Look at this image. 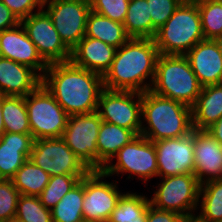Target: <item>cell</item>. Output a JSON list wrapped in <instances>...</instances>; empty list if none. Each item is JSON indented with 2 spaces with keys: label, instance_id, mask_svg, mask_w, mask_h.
<instances>
[{
  "label": "cell",
  "instance_id": "18",
  "mask_svg": "<svg viewBox=\"0 0 222 222\" xmlns=\"http://www.w3.org/2000/svg\"><path fill=\"white\" fill-rule=\"evenodd\" d=\"M185 56L202 86L221 83L222 52L217 40L200 41Z\"/></svg>",
  "mask_w": 222,
  "mask_h": 222
},
{
  "label": "cell",
  "instance_id": "43",
  "mask_svg": "<svg viewBox=\"0 0 222 222\" xmlns=\"http://www.w3.org/2000/svg\"><path fill=\"white\" fill-rule=\"evenodd\" d=\"M182 3H196L200 4V0H181Z\"/></svg>",
  "mask_w": 222,
  "mask_h": 222
},
{
  "label": "cell",
  "instance_id": "15",
  "mask_svg": "<svg viewBox=\"0 0 222 222\" xmlns=\"http://www.w3.org/2000/svg\"><path fill=\"white\" fill-rule=\"evenodd\" d=\"M154 145L157 154V179L194 173L193 130L184 137L154 141Z\"/></svg>",
  "mask_w": 222,
  "mask_h": 222
},
{
  "label": "cell",
  "instance_id": "41",
  "mask_svg": "<svg viewBox=\"0 0 222 222\" xmlns=\"http://www.w3.org/2000/svg\"><path fill=\"white\" fill-rule=\"evenodd\" d=\"M5 133V127L2 118V95L0 94V137Z\"/></svg>",
  "mask_w": 222,
  "mask_h": 222
},
{
  "label": "cell",
  "instance_id": "45",
  "mask_svg": "<svg viewBox=\"0 0 222 222\" xmlns=\"http://www.w3.org/2000/svg\"><path fill=\"white\" fill-rule=\"evenodd\" d=\"M215 1H222V0H200V3L215 2Z\"/></svg>",
  "mask_w": 222,
  "mask_h": 222
},
{
  "label": "cell",
  "instance_id": "39",
  "mask_svg": "<svg viewBox=\"0 0 222 222\" xmlns=\"http://www.w3.org/2000/svg\"><path fill=\"white\" fill-rule=\"evenodd\" d=\"M19 23L18 18L0 1V32L15 27Z\"/></svg>",
  "mask_w": 222,
  "mask_h": 222
},
{
  "label": "cell",
  "instance_id": "33",
  "mask_svg": "<svg viewBox=\"0 0 222 222\" xmlns=\"http://www.w3.org/2000/svg\"><path fill=\"white\" fill-rule=\"evenodd\" d=\"M25 222H52L51 210L37 196L20 195L16 216Z\"/></svg>",
  "mask_w": 222,
  "mask_h": 222
},
{
  "label": "cell",
  "instance_id": "37",
  "mask_svg": "<svg viewBox=\"0 0 222 222\" xmlns=\"http://www.w3.org/2000/svg\"><path fill=\"white\" fill-rule=\"evenodd\" d=\"M19 21L43 9L44 0H0Z\"/></svg>",
  "mask_w": 222,
  "mask_h": 222
},
{
  "label": "cell",
  "instance_id": "36",
  "mask_svg": "<svg viewBox=\"0 0 222 222\" xmlns=\"http://www.w3.org/2000/svg\"><path fill=\"white\" fill-rule=\"evenodd\" d=\"M128 4V0H91L90 8L99 15L123 24Z\"/></svg>",
  "mask_w": 222,
  "mask_h": 222
},
{
  "label": "cell",
  "instance_id": "1",
  "mask_svg": "<svg viewBox=\"0 0 222 222\" xmlns=\"http://www.w3.org/2000/svg\"><path fill=\"white\" fill-rule=\"evenodd\" d=\"M42 84L69 116L97 111L104 89L101 75L71 61L48 64Z\"/></svg>",
  "mask_w": 222,
  "mask_h": 222
},
{
  "label": "cell",
  "instance_id": "47",
  "mask_svg": "<svg viewBox=\"0 0 222 222\" xmlns=\"http://www.w3.org/2000/svg\"><path fill=\"white\" fill-rule=\"evenodd\" d=\"M221 84H222V67H221Z\"/></svg>",
  "mask_w": 222,
  "mask_h": 222
},
{
  "label": "cell",
  "instance_id": "31",
  "mask_svg": "<svg viewBox=\"0 0 222 222\" xmlns=\"http://www.w3.org/2000/svg\"><path fill=\"white\" fill-rule=\"evenodd\" d=\"M86 175H55L38 196L40 202L49 210L63 198Z\"/></svg>",
  "mask_w": 222,
  "mask_h": 222
},
{
  "label": "cell",
  "instance_id": "9",
  "mask_svg": "<svg viewBox=\"0 0 222 222\" xmlns=\"http://www.w3.org/2000/svg\"><path fill=\"white\" fill-rule=\"evenodd\" d=\"M102 170H91L84 176L83 218L88 222H108L124 190L120 180L108 181ZM119 183V184H118Z\"/></svg>",
  "mask_w": 222,
  "mask_h": 222
},
{
  "label": "cell",
  "instance_id": "19",
  "mask_svg": "<svg viewBox=\"0 0 222 222\" xmlns=\"http://www.w3.org/2000/svg\"><path fill=\"white\" fill-rule=\"evenodd\" d=\"M42 83V77L29 66L0 56V94L26 97Z\"/></svg>",
  "mask_w": 222,
  "mask_h": 222
},
{
  "label": "cell",
  "instance_id": "22",
  "mask_svg": "<svg viewBox=\"0 0 222 222\" xmlns=\"http://www.w3.org/2000/svg\"><path fill=\"white\" fill-rule=\"evenodd\" d=\"M222 117V84L202 87L192 107V126L195 130H207Z\"/></svg>",
  "mask_w": 222,
  "mask_h": 222
},
{
  "label": "cell",
  "instance_id": "46",
  "mask_svg": "<svg viewBox=\"0 0 222 222\" xmlns=\"http://www.w3.org/2000/svg\"><path fill=\"white\" fill-rule=\"evenodd\" d=\"M217 41L219 43V46H220V49H221V52H222V38H219Z\"/></svg>",
  "mask_w": 222,
  "mask_h": 222
},
{
  "label": "cell",
  "instance_id": "35",
  "mask_svg": "<svg viewBox=\"0 0 222 222\" xmlns=\"http://www.w3.org/2000/svg\"><path fill=\"white\" fill-rule=\"evenodd\" d=\"M152 19V39L182 3L181 0H147Z\"/></svg>",
  "mask_w": 222,
  "mask_h": 222
},
{
  "label": "cell",
  "instance_id": "27",
  "mask_svg": "<svg viewBox=\"0 0 222 222\" xmlns=\"http://www.w3.org/2000/svg\"><path fill=\"white\" fill-rule=\"evenodd\" d=\"M50 177L28 158L11 178V181L20 194L38 197L48 184Z\"/></svg>",
  "mask_w": 222,
  "mask_h": 222
},
{
  "label": "cell",
  "instance_id": "17",
  "mask_svg": "<svg viewBox=\"0 0 222 222\" xmlns=\"http://www.w3.org/2000/svg\"><path fill=\"white\" fill-rule=\"evenodd\" d=\"M194 175L200 185L222 179V145L207 130L193 129Z\"/></svg>",
  "mask_w": 222,
  "mask_h": 222
},
{
  "label": "cell",
  "instance_id": "13",
  "mask_svg": "<svg viewBox=\"0 0 222 222\" xmlns=\"http://www.w3.org/2000/svg\"><path fill=\"white\" fill-rule=\"evenodd\" d=\"M97 112L102 121L140 135L142 93L104 88L99 97Z\"/></svg>",
  "mask_w": 222,
  "mask_h": 222
},
{
  "label": "cell",
  "instance_id": "8",
  "mask_svg": "<svg viewBox=\"0 0 222 222\" xmlns=\"http://www.w3.org/2000/svg\"><path fill=\"white\" fill-rule=\"evenodd\" d=\"M25 104L34 140L62 137L69 115L42 83L25 97Z\"/></svg>",
  "mask_w": 222,
  "mask_h": 222
},
{
  "label": "cell",
  "instance_id": "10",
  "mask_svg": "<svg viewBox=\"0 0 222 222\" xmlns=\"http://www.w3.org/2000/svg\"><path fill=\"white\" fill-rule=\"evenodd\" d=\"M43 10L49 15L61 40L72 50L85 36L90 2L84 0H44Z\"/></svg>",
  "mask_w": 222,
  "mask_h": 222
},
{
  "label": "cell",
  "instance_id": "12",
  "mask_svg": "<svg viewBox=\"0 0 222 222\" xmlns=\"http://www.w3.org/2000/svg\"><path fill=\"white\" fill-rule=\"evenodd\" d=\"M101 123L97 111L71 115L61 137L90 170H98L97 138Z\"/></svg>",
  "mask_w": 222,
  "mask_h": 222
},
{
  "label": "cell",
  "instance_id": "38",
  "mask_svg": "<svg viewBox=\"0 0 222 222\" xmlns=\"http://www.w3.org/2000/svg\"><path fill=\"white\" fill-rule=\"evenodd\" d=\"M184 217L178 213L161 210L153 205H149L147 209L146 222H183Z\"/></svg>",
  "mask_w": 222,
  "mask_h": 222
},
{
  "label": "cell",
  "instance_id": "30",
  "mask_svg": "<svg viewBox=\"0 0 222 222\" xmlns=\"http://www.w3.org/2000/svg\"><path fill=\"white\" fill-rule=\"evenodd\" d=\"M123 24L130 38L152 39V19L147 0L129 2Z\"/></svg>",
  "mask_w": 222,
  "mask_h": 222
},
{
  "label": "cell",
  "instance_id": "11",
  "mask_svg": "<svg viewBox=\"0 0 222 222\" xmlns=\"http://www.w3.org/2000/svg\"><path fill=\"white\" fill-rule=\"evenodd\" d=\"M30 159L48 175H87L91 170L60 138L34 140Z\"/></svg>",
  "mask_w": 222,
  "mask_h": 222
},
{
  "label": "cell",
  "instance_id": "24",
  "mask_svg": "<svg viewBox=\"0 0 222 222\" xmlns=\"http://www.w3.org/2000/svg\"><path fill=\"white\" fill-rule=\"evenodd\" d=\"M85 36L101 40L115 48L121 47L130 39L124 24L93 11L89 13L87 18Z\"/></svg>",
  "mask_w": 222,
  "mask_h": 222
},
{
  "label": "cell",
  "instance_id": "6",
  "mask_svg": "<svg viewBox=\"0 0 222 222\" xmlns=\"http://www.w3.org/2000/svg\"><path fill=\"white\" fill-rule=\"evenodd\" d=\"M102 171L107 176H111L110 178L113 176L123 178L127 174L126 180L137 178L147 188L148 182L157 178L158 173L154 142L138 135L124 145L102 168Z\"/></svg>",
  "mask_w": 222,
  "mask_h": 222
},
{
  "label": "cell",
  "instance_id": "3",
  "mask_svg": "<svg viewBox=\"0 0 222 222\" xmlns=\"http://www.w3.org/2000/svg\"><path fill=\"white\" fill-rule=\"evenodd\" d=\"M192 130V108L150 90L142 93L140 135L154 142L184 137Z\"/></svg>",
  "mask_w": 222,
  "mask_h": 222
},
{
  "label": "cell",
  "instance_id": "7",
  "mask_svg": "<svg viewBox=\"0 0 222 222\" xmlns=\"http://www.w3.org/2000/svg\"><path fill=\"white\" fill-rule=\"evenodd\" d=\"M159 181L149 198L150 204L161 210L178 213L184 218L195 217L200 190L196 176L179 174L159 178Z\"/></svg>",
  "mask_w": 222,
  "mask_h": 222
},
{
  "label": "cell",
  "instance_id": "32",
  "mask_svg": "<svg viewBox=\"0 0 222 222\" xmlns=\"http://www.w3.org/2000/svg\"><path fill=\"white\" fill-rule=\"evenodd\" d=\"M206 40L222 38V1L197 4Z\"/></svg>",
  "mask_w": 222,
  "mask_h": 222
},
{
  "label": "cell",
  "instance_id": "28",
  "mask_svg": "<svg viewBox=\"0 0 222 222\" xmlns=\"http://www.w3.org/2000/svg\"><path fill=\"white\" fill-rule=\"evenodd\" d=\"M84 177L51 209L52 222H83Z\"/></svg>",
  "mask_w": 222,
  "mask_h": 222
},
{
  "label": "cell",
  "instance_id": "21",
  "mask_svg": "<svg viewBox=\"0 0 222 222\" xmlns=\"http://www.w3.org/2000/svg\"><path fill=\"white\" fill-rule=\"evenodd\" d=\"M32 134L5 132L0 137V179H11L30 158Z\"/></svg>",
  "mask_w": 222,
  "mask_h": 222
},
{
  "label": "cell",
  "instance_id": "4",
  "mask_svg": "<svg viewBox=\"0 0 222 222\" xmlns=\"http://www.w3.org/2000/svg\"><path fill=\"white\" fill-rule=\"evenodd\" d=\"M202 87L185 55H159L151 92L192 108Z\"/></svg>",
  "mask_w": 222,
  "mask_h": 222
},
{
  "label": "cell",
  "instance_id": "23",
  "mask_svg": "<svg viewBox=\"0 0 222 222\" xmlns=\"http://www.w3.org/2000/svg\"><path fill=\"white\" fill-rule=\"evenodd\" d=\"M137 136L133 130L102 121L97 138L98 170H102L124 145Z\"/></svg>",
  "mask_w": 222,
  "mask_h": 222
},
{
  "label": "cell",
  "instance_id": "14",
  "mask_svg": "<svg viewBox=\"0 0 222 222\" xmlns=\"http://www.w3.org/2000/svg\"><path fill=\"white\" fill-rule=\"evenodd\" d=\"M20 23L47 64L70 61L71 50L61 40L51 18L43 9L22 19Z\"/></svg>",
  "mask_w": 222,
  "mask_h": 222
},
{
  "label": "cell",
  "instance_id": "40",
  "mask_svg": "<svg viewBox=\"0 0 222 222\" xmlns=\"http://www.w3.org/2000/svg\"><path fill=\"white\" fill-rule=\"evenodd\" d=\"M207 131L222 145V117L209 127Z\"/></svg>",
  "mask_w": 222,
  "mask_h": 222
},
{
  "label": "cell",
  "instance_id": "20",
  "mask_svg": "<svg viewBox=\"0 0 222 222\" xmlns=\"http://www.w3.org/2000/svg\"><path fill=\"white\" fill-rule=\"evenodd\" d=\"M116 49L101 40L84 36L71 50L70 61L103 77L111 66Z\"/></svg>",
  "mask_w": 222,
  "mask_h": 222
},
{
  "label": "cell",
  "instance_id": "25",
  "mask_svg": "<svg viewBox=\"0 0 222 222\" xmlns=\"http://www.w3.org/2000/svg\"><path fill=\"white\" fill-rule=\"evenodd\" d=\"M145 195L132 191L124 192L108 222H146L150 199Z\"/></svg>",
  "mask_w": 222,
  "mask_h": 222
},
{
  "label": "cell",
  "instance_id": "26",
  "mask_svg": "<svg viewBox=\"0 0 222 222\" xmlns=\"http://www.w3.org/2000/svg\"><path fill=\"white\" fill-rule=\"evenodd\" d=\"M195 217L201 222H222V179L200 185Z\"/></svg>",
  "mask_w": 222,
  "mask_h": 222
},
{
  "label": "cell",
  "instance_id": "2",
  "mask_svg": "<svg viewBox=\"0 0 222 222\" xmlns=\"http://www.w3.org/2000/svg\"><path fill=\"white\" fill-rule=\"evenodd\" d=\"M159 55L154 39L130 38L116 49L111 66L102 77L104 88L139 93L150 90Z\"/></svg>",
  "mask_w": 222,
  "mask_h": 222
},
{
  "label": "cell",
  "instance_id": "34",
  "mask_svg": "<svg viewBox=\"0 0 222 222\" xmlns=\"http://www.w3.org/2000/svg\"><path fill=\"white\" fill-rule=\"evenodd\" d=\"M20 195L11 179H0V221L8 222L16 216Z\"/></svg>",
  "mask_w": 222,
  "mask_h": 222
},
{
  "label": "cell",
  "instance_id": "44",
  "mask_svg": "<svg viewBox=\"0 0 222 222\" xmlns=\"http://www.w3.org/2000/svg\"><path fill=\"white\" fill-rule=\"evenodd\" d=\"M8 222H25L17 217H13L11 220H9Z\"/></svg>",
  "mask_w": 222,
  "mask_h": 222
},
{
  "label": "cell",
  "instance_id": "29",
  "mask_svg": "<svg viewBox=\"0 0 222 222\" xmlns=\"http://www.w3.org/2000/svg\"><path fill=\"white\" fill-rule=\"evenodd\" d=\"M5 132L31 134L25 97L2 95Z\"/></svg>",
  "mask_w": 222,
  "mask_h": 222
},
{
  "label": "cell",
  "instance_id": "42",
  "mask_svg": "<svg viewBox=\"0 0 222 222\" xmlns=\"http://www.w3.org/2000/svg\"><path fill=\"white\" fill-rule=\"evenodd\" d=\"M183 222H201L196 217L185 218Z\"/></svg>",
  "mask_w": 222,
  "mask_h": 222
},
{
  "label": "cell",
  "instance_id": "16",
  "mask_svg": "<svg viewBox=\"0 0 222 222\" xmlns=\"http://www.w3.org/2000/svg\"><path fill=\"white\" fill-rule=\"evenodd\" d=\"M0 56L29 66L41 77L48 67L21 23L0 32Z\"/></svg>",
  "mask_w": 222,
  "mask_h": 222
},
{
  "label": "cell",
  "instance_id": "5",
  "mask_svg": "<svg viewBox=\"0 0 222 222\" xmlns=\"http://www.w3.org/2000/svg\"><path fill=\"white\" fill-rule=\"evenodd\" d=\"M153 39L161 55H185L205 40L198 5L181 3Z\"/></svg>",
  "mask_w": 222,
  "mask_h": 222
}]
</instances>
